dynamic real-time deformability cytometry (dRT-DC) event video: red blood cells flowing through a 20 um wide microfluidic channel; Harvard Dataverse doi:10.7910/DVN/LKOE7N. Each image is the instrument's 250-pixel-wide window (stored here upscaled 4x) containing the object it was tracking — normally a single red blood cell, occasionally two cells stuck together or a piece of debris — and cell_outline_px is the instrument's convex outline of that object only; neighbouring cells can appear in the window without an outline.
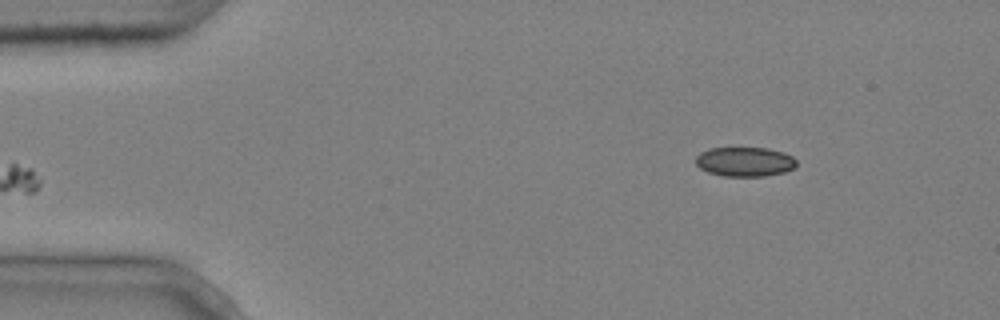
{"species": "common noctule bat (a hibernating species)", "species_latin": "Nyctalus noctula", "temperature_condition": "cold", "stored_images_in_passage": 3, "camera_frame_rate_fps": 3000, "um_per_image_px": 0.085, "animal": {"sex": "male", "body_mass_g": 20.4}, "frame": {"image": 1, "passage_image": 3, "time_ms": 0.667, "image_size_px": [1000, 320], "cell_outline_px": [[796, 168], [784, 172], [764, 176], [724, 176], [708, 172], [700, 168], [696, 164], [696, 156], [700, 152], [708, 148], [768, 148], [784, 152], [792, 156], [796, 160]], "centroid_in_image_um": [63.32, 13.74], "position_along_channel_um": 21.7, "area_um2": 17.4}}